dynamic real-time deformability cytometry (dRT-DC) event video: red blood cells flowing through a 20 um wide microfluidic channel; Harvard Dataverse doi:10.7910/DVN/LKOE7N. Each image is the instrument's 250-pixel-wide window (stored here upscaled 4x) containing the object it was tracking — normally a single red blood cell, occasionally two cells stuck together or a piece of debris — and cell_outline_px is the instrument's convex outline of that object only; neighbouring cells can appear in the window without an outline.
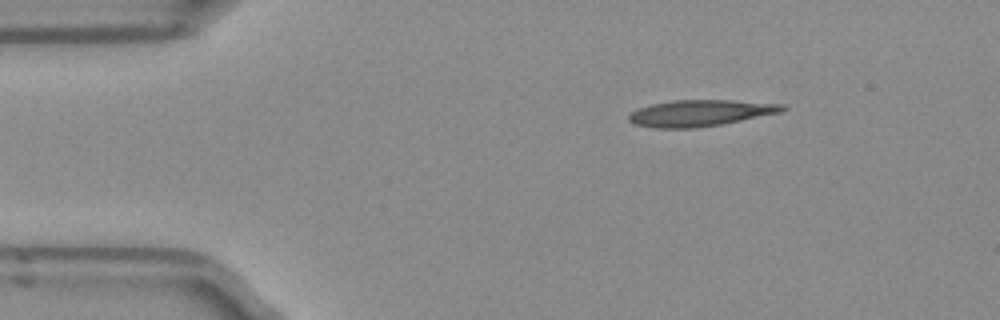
{"species": "Egyptian fruit bat (a non-hibernating species)", "species_latin": "Rousettus aegyptiacus", "temperature_condition": "room temperature", "stored_images_in_passage": 4, "camera_frame_rate_fps": 3000, "um_per_image_px": 0.085, "frame": {"image": 1, "passage_image": 4, "time_ms": 1.0, "image_size_px": [1000, 320], "cell_outline_px": [[788, 108], [780, 112], [720, 124], [696, 128], [656, 128], [636, 124], [628, 120], [628, 116], [632, 112], [640, 108], [652, 104], [676, 100], [732, 100], [784, 104]], "centroid_in_image_um": [59.53, 9.6], "position_along_channel_um": 25.5, "area_um2": 23.24}}